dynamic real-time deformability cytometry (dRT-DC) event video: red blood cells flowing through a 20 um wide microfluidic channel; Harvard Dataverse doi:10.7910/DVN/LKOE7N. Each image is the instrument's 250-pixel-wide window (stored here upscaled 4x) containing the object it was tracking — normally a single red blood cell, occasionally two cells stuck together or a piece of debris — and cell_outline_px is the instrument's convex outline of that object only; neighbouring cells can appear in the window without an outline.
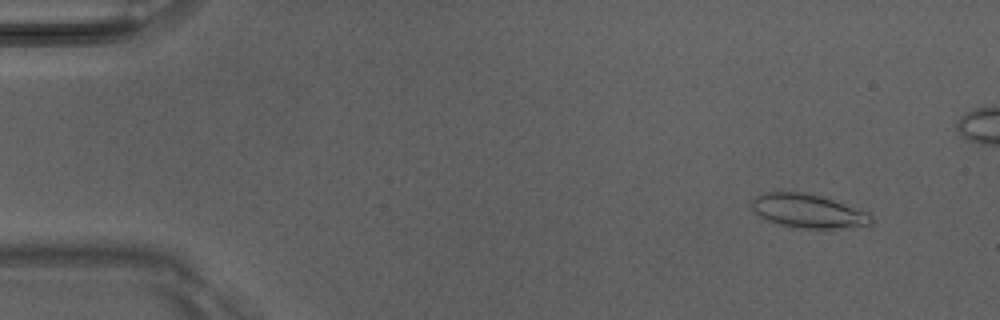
{"species": "Egyptian fruit bat (a non-hibernating species)", "species_latin": "Rousettus aegyptiacus", "temperature_condition": "room temperature", "stored_images_in_passage": 6, "camera_frame_rate_fps": 3000, "um_per_image_px": 0.085, "animal": {"sex": "male"}, "frame": {"image": 1, "passage_image": 2, "time_ms": 0.333, "image_size_px": [1000, 320], "cell_outline_px": [[872, 224], [868, 228], [796, 228], [780, 224], [768, 220], [760, 216], [752, 208], [752, 200], [756, 196], [764, 192], [804, 192], [820, 196], [868, 212], [872, 216]], "centroid_in_image_um": [68.75, 17.96], "position_along_channel_um": 16.2, "area_um2": 23.58}}